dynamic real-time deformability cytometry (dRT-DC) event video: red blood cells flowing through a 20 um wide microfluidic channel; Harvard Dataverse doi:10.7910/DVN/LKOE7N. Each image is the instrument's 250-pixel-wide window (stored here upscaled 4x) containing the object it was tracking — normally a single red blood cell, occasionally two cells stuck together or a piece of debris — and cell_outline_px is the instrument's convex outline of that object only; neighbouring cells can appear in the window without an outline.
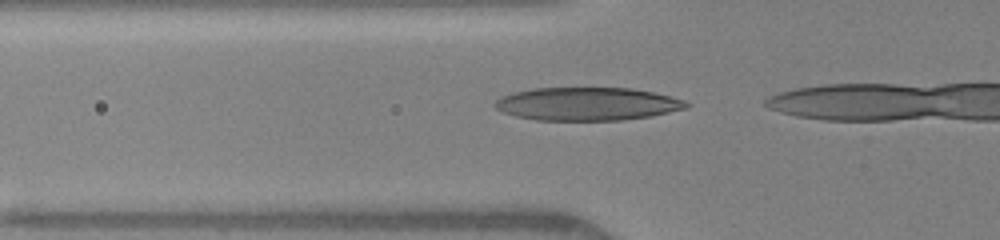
{"species": "human", "species_latin": "Homo sapiens", "temperature_condition": "warm", "stored_images_in_passage": 8, "camera_frame_rate_fps": 3000, "um_per_image_px": 0.085, "donor": {"sex": "female"}, "frame": {"image": 1, "passage_image": 2, "time_ms": 0.333, "image_size_px": [1000, 240], "cell_outline_px": [[692, 104], [688, 108], [652, 116], [620, 120], [536, 120], [516, 116], [504, 112], [496, 108], [492, 104], [500, 96], [532, 88], [632, 88], [652, 92], [684, 100]], "centroid_in_image_um": [49.93, 8.83], "position_along_channel_um": 75.9, "area_um2": 36.93}}
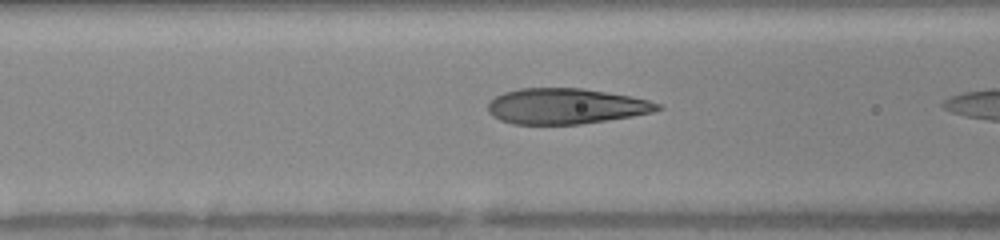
{"frame": {"image": 2, "passage_image": 6, "time_ms": 1.333, "image_size_px": [1000, 240], "cell_outline_px": [[664, 108], [652, 112], [632, 116], [580, 124], [512, 124], [500, 120], [492, 116], [488, 112], [488, 104], [496, 96], [504, 92], [520, 88], [584, 88], [628, 96], [648, 100], [660, 104]], "centroid_in_image_um": [48.07, 9.03], "position_along_channel_um": 118.5, "area_um2": 35.08}}